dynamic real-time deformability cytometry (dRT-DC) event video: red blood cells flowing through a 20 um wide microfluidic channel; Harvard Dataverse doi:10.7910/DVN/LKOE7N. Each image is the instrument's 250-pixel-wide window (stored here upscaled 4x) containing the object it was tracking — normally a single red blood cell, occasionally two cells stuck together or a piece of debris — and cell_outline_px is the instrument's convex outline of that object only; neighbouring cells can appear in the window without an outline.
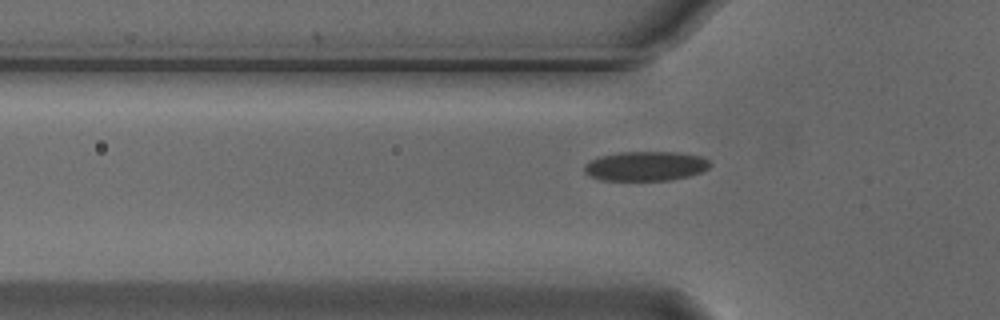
{"species": "Egyptian fruit bat (a non-hibernating species)", "species_latin": "Rousettus aegyptiacus", "temperature_condition": "cold", "stored_images_in_passage": 37, "camera_frame_rate_fps": 3000, "um_per_image_px": 0.085, "animal": {"sex": "male"}, "frame": {"image": 1, "passage_image": 6, "time_ms": 1.667, "image_size_px": [1000, 320], "cell_outline_px": [[712, 164], [708, 168], [700, 172], [688, 176], [672, 180], [600, 180], [588, 176], [584, 172], [584, 164], [588, 160], [600, 156], [620, 152], [676, 152], [704, 156]], "centroid_in_image_um": [54.85, 14.11], "position_along_channel_um": 70.9, "area_um2": 21.85}}
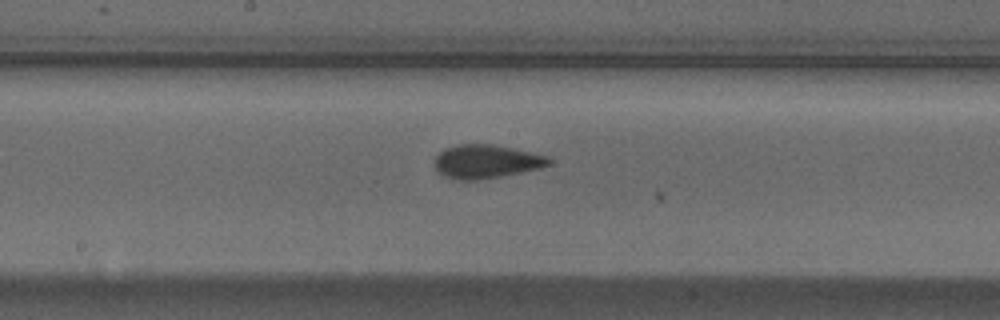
{"frame": {"image": 2, "passage_image": 17, "time_ms": 5.333, "image_size_px": [1000, 320], "cell_outline_px": [[552, 160], [548, 164], [540, 168], [500, 176], [476, 180], [456, 180], [444, 176], [436, 168], [436, 156], [444, 148], [456, 144], [492, 144], [532, 152], [548, 156]], "centroid_in_image_um": [41.32, 13.72], "position_along_channel_um": 206.9, "area_um2": 22.2}}
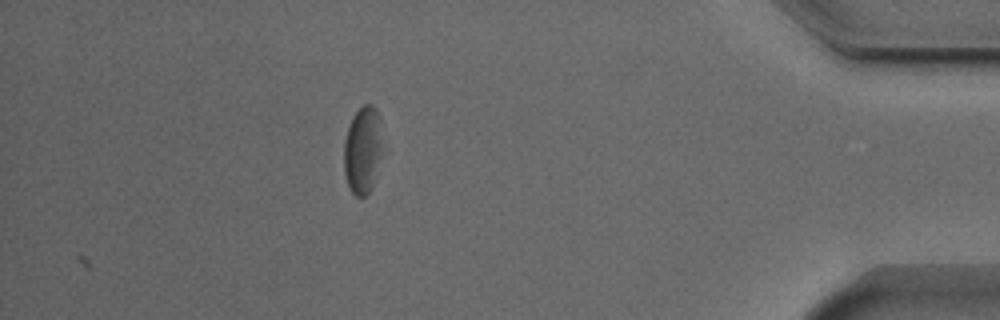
{"frame": {"image": 3, "passage_image": 37, "time_ms": 12.0, "image_size_px": [1000, 320], "cell_outline_px": [[384, 152], [372, 184], [368, 192], [364, 196], [356, 196], [348, 188], [344, 172], [344, 140], [352, 116], [364, 104], [372, 104], [376, 108], [380, 116]], "centroid_in_image_um": [30.86, 12.71], "position_along_channel_um": 404.3, "area_um2": 20.11}, "authors_computed_cell_mechanics": {"area_um2": 21.5016, "velocity_mm_per_s": 3.6971, "shape_relaxation_time_tau1_ms": 3.8727, "shape_relaxation_time_tau2_ms": 1.5598, "deformation_change_tau1": 0.0878, "deformation_change_tau2": 0.0666}}